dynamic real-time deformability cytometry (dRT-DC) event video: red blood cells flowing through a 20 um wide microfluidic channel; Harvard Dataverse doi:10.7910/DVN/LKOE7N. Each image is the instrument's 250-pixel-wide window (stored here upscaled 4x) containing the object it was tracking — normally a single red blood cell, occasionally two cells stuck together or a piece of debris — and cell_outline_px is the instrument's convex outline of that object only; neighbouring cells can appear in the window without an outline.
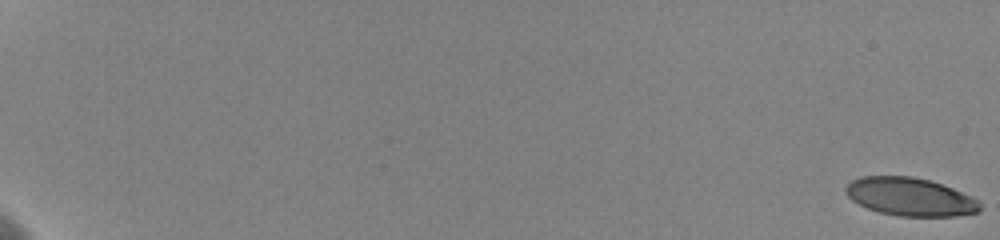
{"species": "human", "species_latin": "Homo sapiens", "temperature_condition": "cold", "stored_images_in_passage": 47, "camera_frame_rate_fps": 3000, "um_per_image_px": 0.085, "donor": {"sex": "female"}, "frame": {"image": 1, "passage_image": 1, "time_ms": 0.0, "image_size_px": [1000, 240], "cell_outline_px": [[980, 212], [956, 216], [900, 216], [880, 212], [868, 208], [852, 200], [844, 192], [844, 188], [852, 180], [860, 176], [912, 176], [928, 180], [952, 188], [972, 196], [980, 204]], "centroid_in_image_um": [77.35, 16.72], "position_along_channel_um": 7.7, "area_um2": 29.71}}
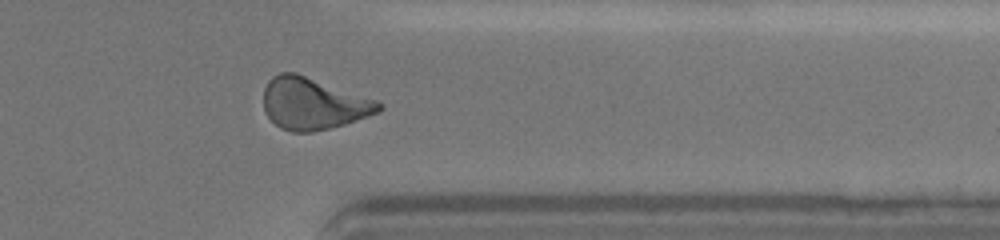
{"frame": {"image": 2, "passage_image": 39, "time_ms": 17.0, "image_size_px": [1000, 240], "cell_outline_px": [[384, 108], [380, 112], [344, 124], [312, 132], [292, 132], [280, 128], [264, 112], [264, 88], [268, 80], [272, 76], [280, 72], [296, 72], [376, 100], [384, 104]], "centroid_in_image_um": [26.61, 8.8], "position_along_channel_um": 384.8, "area_um2": 34.8}}
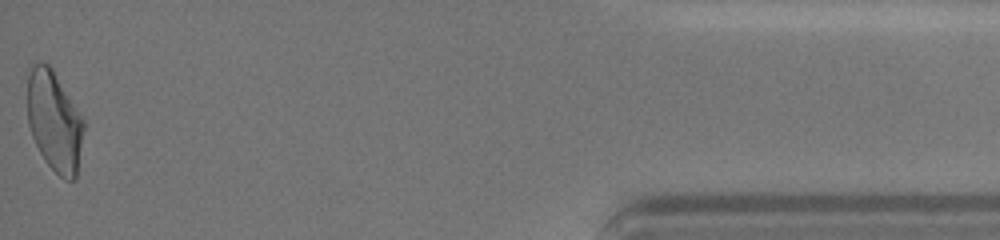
{"frame": {"image": 3, "passage_image": 47, "time_ms": 20.0, "image_size_px": [1000, 240], "cell_outline_px": [[84, 128], [76, 180], [64, 180], [44, 160], [32, 136], [28, 124], [28, 64], [36, 60], [48, 64], [52, 68], [84, 120]], "centroid_in_image_um": [4.6, 10.27], "position_along_channel_um": 430.6, "area_um2": 33.06}, "authors_computed_cell_mechanics": {"area_um2": 32.7726, "velocity_mm_per_s": 3.5984, "shape_relaxation_time_tau1_ms": 5.8565, "shape_relaxation_time_tau2_ms": 2.6276, "deformation_change_tau1": 0.1939, "deformation_change_tau2": 0.1004}}